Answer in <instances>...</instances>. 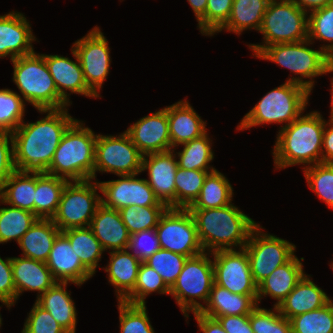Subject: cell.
Wrapping results in <instances>:
<instances>
[{
    "label": "cell",
    "instance_id": "1",
    "mask_svg": "<svg viewBox=\"0 0 333 333\" xmlns=\"http://www.w3.org/2000/svg\"><path fill=\"white\" fill-rule=\"evenodd\" d=\"M44 118L24 121L11 133L16 170L46 172L67 129L77 120L68 109L38 110Z\"/></svg>",
    "mask_w": 333,
    "mask_h": 333
},
{
    "label": "cell",
    "instance_id": "2",
    "mask_svg": "<svg viewBox=\"0 0 333 333\" xmlns=\"http://www.w3.org/2000/svg\"><path fill=\"white\" fill-rule=\"evenodd\" d=\"M325 123L320 112L311 111L281 128L272 152L276 170L297 164L307 168L321 163Z\"/></svg>",
    "mask_w": 333,
    "mask_h": 333
},
{
    "label": "cell",
    "instance_id": "3",
    "mask_svg": "<svg viewBox=\"0 0 333 333\" xmlns=\"http://www.w3.org/2000/svg\"><path fill=\"white\" fill-rule=\"evenodd\" d=\"M188 210L194 218L200 243L209 253L244 248L251 231L258 225L233 203L220 208Z\"/></svg>",
    "mask_w": 333,
    "mask_h": 333
},
{
    "label": "cell",
    "instance_id": "4",
    "mask_svg": "<svg viewBox=\"0 0 333 333\" xmlns=\"http://www.w3.org/2000/svg\"><path fill=\"white\" fill-rule=\"evenodd\" d=\"M97 136L76 120L63 135L45 173L69 182L93 179Z\"/></svg>",
    "mask_w": 333,
    "mask_h": 333
},
{
    "label": "cell",
    "instance_id": "5",
    "mask_svg": "<svg viewBox=\"0 0 333 333\" xmlns=\"http://www.w3.org/2000/svg\"><path fill=\"white\" fill-rule=\"evenodd\" d=\"M310 91L302 85L286 81L269 91L242 118L237 130L272 123L283 124L280 129L299 117L308 105Z\"/></svg>",
    "mask_w": 333,
    "mask_h": 333
},
{
    "label": "cell",
    "instance_id": "6",
    "mask_svg": "<svg viewBox=\"0 0 333 333\" xmlns=\"http://www.w3.org/2000/svg\"><path fill=\"white\" fill-rule=\"evenodd\" d=\"M11 62L14 69L12 80L22 94L24 102L31 103L37 110L69 106L58 94L44 54L33 52Z\"/></svg>",
    "mask_w": 333,
    "mask_h": 333
},
{
    "label": "cell",
    "instance_id": "7",
    "mask_svg": "<svg viewBox=\"0 0 333 333\" xmlns=\"http://www.w3.org/2000/svg\"><path fill=\"white\" fill-rule=\"evenodd\" d=\"M313 44L309 39L295 43H279L266 46L256 57L268 60L287 68L295 74L289 82L304 86L310 92L314 87V77L331 73L330 57L321 49H312L307 46ZM300 75V77H296ZM308 80H303V79Z\"/></svg>",
    "mask_w": 333,
    "mask_h": 333
},
{
    "label": "cell",
    "instance_id": "8",
    "mask_svg": "<svg viewBox=\"0 0 333 333\" xmlns=\"http://www.w3.org/2000/svg\"><path fill=\"white\" fill-rule=\"evenodd\" d=\"M259 32L263 35L262 45H247L253 56H257L266 46L308 39V13L292 0H270Z\"/></svg>",
    "mask_w": 333,
    "mask_h": 333
},
{
    "label": "cell",
    "instance_id": "9",
    "mask_svg": "<svg viewBox=\"0 0 333 333\" xmlns=\"http://www.w3.org/2000/svg\"><path fill=\"white\" fill-rule=\"evenodd\" d=\"M211 253L202 252L188 257L181 273L170 288V293L179 305L185 318L190 312H200L204 307L198 300L207 303L211 288L215 283Z\"/></svg>",
    "mask_w": 333,
    "mask_h": 333
},
{
    "label": "cell",
    "instance_id": "10",
    "mask_svg": "<svg viewBox=\"0 0 333 333\" xmlns=\"http://www.w3.org/2000/svg\"><path fill=\"white\" fill-rule=\"evenodd\" d=\"M98 180L71 181L65 185L53 223L62 232L70 228L88 227L102 204Z\"/></svg>",
    "mask_w": 333,
    "mask_h": 333
},
{
    "label": "cell",
    "instance_id": "11",
    "mask_svg": "<svg viewBox=\"0 0 333 333\" xmlns=\"http://www.w3.org/2000/svg\"><path fill=\"white\" fill-rule=\"evenodd\" d=\"M259 224L251 231L244 248L247 252L252 278L258 286L277 267L287 263L296 246L287 240L262 231Z\"/></svg>",
    "mask_w": 333,
    "mask_h": 333
},
{
    "label": "cell",
    "instance_id": "12",
    "mask_svg": "<svg viewBox=\"0 0 333 333\" xmlns=\"http://www.w3.org/2000/svg\"><path fill=\"white\" fill-rule=\"evenodd\" d=\"M142 157L126 131L118 137L98 134L95 146L94 174L114 173L117 176L141 173Z\"/></svg>",
    "mask_w": 333,
    "mask_h": 333
},
{
    "label": "cell",
    "instance_id": "13",
    "mask_svg": "<svg viewBox=\"0 0 333 333\" xmlns=\"http://www.w3.org/2000/svg\"><path fill=\"white\" fill-rule=\"evenodd\" d=\"M161 249L186 257L204 252L191 212L183 208H167L155 228Z\"/></svg>",
    "mask_w": 333,
    "mask_h": 333
},
{
    "label": "cell",
    "instance_id": "14",
    "mask_svg": "<svg viewBox=\"0 0 333 333\" xmlns=\"http://www.w3.org/2000/svg\"><path fill=\"white\" fill-rule=\"evenodd\" d=\"M108 41L95 26L87 35L73 43L87 86L100 98L99 91L109 74L111 57Z\"/></svg>",
    "mask_w": 333,
    "mask_h": 333
},
{
    "label": "cell",
    "instance_id": "15",
    "mask_svg": "<svg viewBox=\"0 0 333 333\" xmlns=\"http://www.w3.org/2000/svg\"><path fill=\"white\" fill-rule=\"evenodd\" d=\"M215 284L241 295H257L245 248L211 253Z\"/></svg>",
    "mask_w": 333,
    "mask_h": 333
},
{
    "label": "cell",
    "instance_id": "16",
    "mask_svg": "<svg viewBox=\"0 0 333 333\" xmlns=\"http://www.w3.org/2000/svg\"><path fill=\"white\" fill-rule=\"evenodd\" d=\"M138 175H122L121 179L98 182L105 207L120 210L129 205L139 207L166 206L155 196L147 179L136 178Z\"/></svg>",
    "mask_w": 333,
    "mask_h": 333
},
{
    "label": "cell",
    "instance_id": "17",
    "mask_svg": "<svg viewBox=\"0 0 333 333\" xmlns=\"http://www.w3.org/2000/svg\"><path fill=\"white\" fill-rule=\"evenodd\" d=\"M178 169L173 150L142 157L141 173L148 171V184L155 196L168 208H176L175 175Z\"/></svg>",
    "mask_w": 333,
    "mask_h": 333
},
{
    "label": "cell",
    "instance_id": "18",
    "mask_svg": "<svg viewBox=\"0 0 333 333\" xmlns=\"http://www.w3.org/2000/svg\"><path fill=\"white\" fill-rule=\"evenodd\" d=\"M168 106L144 116L130 125L126 132L144 156L171 150L169 135Z\"/></svg>",
    "mask_w": 333,
    "mask_h": 333
},
{
    "label": "cell",
    "instance_id": "19",
    "mask_svg": "<svg viewBox=\"0 0 333 333\" xmlns=\"http://www.w3.org/2000/svg\"><path fill=\"white\" fill-rule=\"evenodd\" d=\"M76 61L59 55L44 54V59L56 85L60 97L70 106L69 96L71 93L86 97L98 98L87 86L81 64L74 49H71ZM70 91V94L67 92Z\"/></svg>",
    "mask_w": 333,
    "mask_h": 333
},
{
    "label": "cell",
    "instance_id": "20",
    "mask_svg": "<svg viewBox=\"0 0 333 333\" xmlns=\"http://www.w3.org/2000/svg\"><path fill=\"white\" fill-rule=\"evenodd\" d=\"M33 41L36 37L22 13L11 11L0 15V58L9 56L12 61L35 52Z\"/></svg>",
    "mask_w": 333,
    "mask_h": 333
},
{
    "label": "cell",
    "instance_id": "21",
    "mask_svg": "<svg viewBox=\"0 0 333 333\" xmlns=\"http://www.w3.org/2000/svg\"><path fill=\"white\" fill-rule=\"evenodd\" d=\"M46 264L57 282H71L80 286L93 276L82 265L69 239L62 232L55 238Z\"/></svg>",
    "mask_w": 333,
    "mask_h": 333
},
{
    "label": "cell",
    "instance_id": "22",
    "mask_svg": "<svg viewBox=\"0 0 333 333\" xmlns=\"http://www.w3.org/2000/svg\"><path fill=\"white\" fill-rule=\"evenodd\" d=\"M168 121L171 150L208 132L206 121L201 119L187 99L168 106Z\"/></svg>",
    "mask_w": 333,
    "mask_h": 333
},
{
    "label": "cell",
    "instance_id": "23",
    "mask_svg": "<svg viewBox=\"0 0 333 333\" xmlns=\"http://www.w3.org/2000/svg\"><path fill=\"white\" fill-rule=\"evenodd\" d=\"M89 227L104 251L128 249L131 234L123 223L119 210L101 204Z\"/></svg>",
    "mask_w": 333,
    "mask_h": 333
},
{
    "label": "cell",
    "instance_id": "24",
    "mask_svg": "<svg viewBox=\"0 0 333 333\" xmlns=\"http://www.w3.org/2000/svg\"><path fill=\"white\" fill-rule=\"evenodd\" d=\"M11 264L16 301L24 291H37L39 297L57 282L45 262L22 256L11 257Z\"/></svg>",
    "mask_w": 333,
    "mask_h": 333
},
{
    "label": "cell",
    "instance_id": "25",
    "mask_svg": "<svg viewBox=\"0 0 333 333\" xmlns=\"http://www.w3.org/2000/svg\"><path fill=\"white\" fill-rule=\"evenodd\" d=\"M302 262L294 255L287 263L277 267L266 279L257 286V303L268 295L277 300L278 307L292 292L297 283L305 275Z\"/></svg>",
    "mask_w": 333,
    "mask_h": 333
},
{
    "label": "cell",
    "instance_id": "26",
    "mask_svg": "<svg viewBox=\"0 0 333 333\" xmlns=\"http://www.w3.org/2000/svg\"><path fill=\"white\" fill-rule=\"evenodd\" d=\"M305 274L292 292L278 306L287 319L325 306L331 298Z\"/></svg>",
    "mask_w": 333,
    "mask_h": 333
},
{
    "label": "cell",
    "instance_id": "27",
    "mask_svg": "<svg viewBox=\"0 0 333 333\" xmlns=\"http://www.w3.org/2000/svg\"><path fill=\"white\" fill-rule=\"evenodd\" d=\"M257 306V295L232 293L214 283L206 307L199 313L217 319L220 316L249 315Z\"/></svg>",
    "mask_w": 333,
    "mask_h": 333
},
{
    "label": "cell",
    "instance_id": "28",
    "mask_svg": "<svg viewBox=\"0 0 333 333\" xmlns=\"http://www.w3.org/2000/svg\"><path fill=\"white\" fill-rule=\"evenodd\" d=\"M109 255L104 269L109 283L115 287L117 300L123 301L134 290L142 262L129 249L110 251Z\"/></svg>",
    "mask_w": 333,
    "mask_h": 333
},
{
    "label": "cell",
    "instance_id": "29",
    "mask_svg": "<svg viewBox=\"0 0 333 333\" xmlns=\"http://www.w3.org/2000/svg\"><path fill=\"white\" fill-rule=\"evenodd\" d=\"M68 282H56L36 299V303L48 311L67 333H76L77 311L67 291Z\"/></svg>",
    "mask_w": 333,
    "mask_h": 333
},
{
    "label": "cell",
    "instance_id": "30",
    "mask_svg": "<svg viewBox=\"0 0 333 333\" xmlns=\"http://www.w3.org/2000/svg\"><path fill=\"white\" fill-rule=\"evenodd\" d=\"M60 232L52 219L38 218L18 242L23 250L21 255L46 263L53 242Z\"/></svg>",
    "mask_w": 333,
    "mask_h": 333
},
{
    "label": "cell",
    "instance_id": "31",
    "mask_svg": "<svg viewBox=\"0 0 333 333\" xmlns=\"http://www.w3.org/2000/svg\"><path fill=\"white\" fill-rule=\"evenodd\" d=\"M36 172L15 170L0 190V204L34 213Z\"/></svg>",
    "mask_w": 333,
    "mask_h": 333
},
{
    "label": "cell",
    "instance_id": "32",
    "mask_svg": "<svg viewBox=\"0 0 333 333\" xmlns=\"http://www.w3.org/2000/svg\"><path fill=\"white\" fill-rule=\"evenodd\" d=\"M270 0H233L228 21L216 32L222 30L240 35L244 30L259 31Z\"/></svg>",
    "mask_w": 333,
    "mask_h": 333
},
{
    "label": "cell",
    "instance_id": "33",
    "mask_svg": "<svg viewBox=\"0 0 333 333\" xmlns=\"http://www.w3.org/2000/svg\"><path fill=\"white\" fill-rule=\"evenodd\" d=\"M68 182L63 178L45 172H36L34 214L38 218L52 219Z\"/></svg>",
    "mask_w": 333,
    "mask_h": 333
},
{
    "label": "cell",
    "instance_id": "34",
    "mask_svg": "<svg viewBox=\"0 0 333 333\" xmlns=\"http://www.w3.org/2000/svg\"><path fill=\"white\" fill-rule=\"evenodd\" d=\"M233 194L229 180L216 169L207 174L198 198L188 209L224 207L232 203Z\"/></svg>",
    "mask_w": 333,
    "mask_h": 333
},
{
    "label": "cell",
    "instance_id": "35",
    "mask_svg": "<svg viewBox=\"0 0 333 333\" xmlns=\"http://www.w3.org/2000/svg\"><path fill=\"white\" fill-rule=\"evenodd\" d=\"M62 233L69 239L73 251L79 256L82 265L94 275L104 249L91 228L89 226L70 228Z\"/></svg>",
    "mask_w": 333,
    "mask_h": 333
},
{
    "label": "cell",
    "instance_id": "36",
    "mask_svg": "<svg viewBox=\"0 0 333 333\" xmlns=\"http://www.w3.org/2000/svg\"><path fill=\"white\" fill-rule=\"evenodd\" d=\"M211 142L212 140L206 132L198 138L181 144L183 146L182 151L175 152V150H173L178 159V167L185 170H216L214 167L209 165V163L214 159Z\"/></svg>",
    "mask_w": 333,
    "mask_h": 333
},
{
    "label": "cell",
    "instance_id": "37",
    "mask_svg": "<svg viewBox=\"0 0 333 333\" xmlns=\"http://www.w3.org/2000/svg\"><path fill=\"white\" fill-rule=\"evenodd\" d=\"M37 219L34 213L24 209L0 207V243L11 240L18 243Z\"/></svg>",
    "mask_w": 333,
    "mask_h": 333
},
{
    "label": "cell",
    "instance_id": "38",
    "mask_svg": "<svg viewBox=\"0 0 333 333\" xmlns=\"http://www.w3.org/2000/svg\"><path fill=\"white\" fill-rule=\"evenodd\" d=\"M292 333H333V300L290 319Z\"/></svg>",
    "mask_w": 333,
    "mask_h": 333
},
{
    "label": "cell",
    "instance_id": "39",
    "mask_svg": "<svg viewBox=\"0 0 333 333\" xmlns=\"http://www.w3.org/2000/svg\"><path fill=\"white\" fill-rule=\"evenodd\" d=\"M153 292L169 294L170 288L153 268L142 262L138 271L134 290L123 300V302L134 305H146V297Z\"/></svg>",
    "mask_w": 333,
    "mask_h": 333
},
{
    "label": "cell",
    "instance_id": "40",
    "mask_svg": "<svg viewBox=\"0 0 333 333\" xmlns=\"http://www.w3.org/2000/svg\"><path fill=\"white\" fill-rule=\"evenodd\" d=\"M212 171L177 169L176 208L188 209L198 198L207 174Z\"/></svg>",
    "mask_w": 333,
    "mask_h": 333
},
{
    "label": "cell",
    "instance_id": "41",
    "mask_svg": "<svg viewBox=\"0 0 333 333\" xmlns=\"http://www.w3.org/2000/svg\"><path fill=\"white\" fill-rule=\"evenodd\" d=\"M308 39L312 43L315 39L328 42L320 48L328 57L333 55V3L309 13Z\"/></svg>",
    "mask_w": 333,
    "mask_h": 333
},
{
    "label": "cell",
    "instance_id": "42",
    "mask_svg": "<svg viewBox=\"0 0 333 333\" xmlns=\"http://www.w3.org/2000/svg\"><path fill=\"white\" fill-rule=\"evenodd\" d=\"M167 206L137 207L129 205L119 210L123 223L130 234L155 229Z\"/></svg>",
    "mask_w": 333,
    "mask_h": 333
},
{
    "label": "cell",
    "instance_id": "43",
    "mask_svg": "<svg viewBox=\"0 0 333 333\" xmlns=\"http://www.w3.org/2000/svg\"><path fill=\"white\" fill-rule=\"evenodd\" d=\"M303 171L309 188L333 209V163H317Z\"/></svg>",
    "mask_w": 333,
    "mask_h": 333
},
{
    "label": "cell",
    "instance_id": "44",
    "mask_svg": "<svg viewBox=\"0 0 333 333\" xmlns=\"http://www.w3.org/2000/svg\"><path fill=\"white\" fill-rule=\"evenodd\" d=\"M25 103L21 94L0 89V131L14 132L24 121Z\"/></svg>",
    "mask_w": 333,
    "mask_h": 333
},
{
    "label": "cell",
    "instance_id": "45",
    "mask_svg": "<svg viewBox=\"0 0 333 333\" xmlns=\"http://www.w3.org/2000/svg\"><path fill=\"white\" fill-rule=\"evenodd\" d=\"M188 257L165 249H159L147 260L146 265L153 268L171 288L181 273Z\"/></svg>",
    "mask_w": 333,
    "mask_h": 333
},
{
    "label": "cell",
    "instance_id": "46",
    "mask_svg": "<svg viewBox=\"0 0 333 333\" xmlns=\"http://www.w3.org/2000/svg\"><path fill=\"white\" fill-rule=\"evenodd\" d=\"M249 322L254 333H292L290 320L276 306L268 310L258 305L249 314Z\"/></svg>",
    "mask_w": 333,
    "mask_h": 333
},
{
    "label": "cell",
    "instance_id": "47",
    "mask_svg": "<svg viewBox=\"0 0 333 333\" xmlns=\"http://www.w3.org/2000/svg\"><path fill=\"white\" fill-rule=\"evenodd\" d=\"M146 305L118 301L120 333H155Z\"/></svg>",
    "mask_w": 333,
    "mask_h": 333
},
{
    "label": "cell",
    "instance_id": "48",
    "mask_svg": "<svg viewBox=\"0 0 333 333\" xmlns=\"http://www.w3.org/2000/svg\"><path fill=\"white\" fill-rule=\"evenodd\" d=\"M233 0H207L205 14L197 21L205 36H213L229 19Z\"/></svg>",
    "mask_w": 333,
    "mask_h": 333
},
{
    "label": "cell",
    "instance_id": "49",
    "mask_svg": "<svg viewBox=\"0 0 333 333\" xmlns=\"http://www.w3.org/2000/svg\"><path fill=\"white\" fill-rule=\"evenodd\" d=\"M21 333H67L51 314L36 302L24 322Z\"/></svg>",
    "mask_w": 333,
    "mask_h": 333
},
{
    "label": "cell",
    "instance_id": "50",
    "mask_svg": "<svg viewBox=\"0 0 333 333\" xmlns=\"http://www.w3.org/2000/svg\"><path fill=\"white\" fill-rule=\"evenodd\" d=\"M128 249L141 262L147 260L160 249L155 229H147L131 234Z\"/></svg>",
    "mask_w": 333,
    "mask_h": 333
},
{
    "label": "cell",
    "instance_id": "51",
    "mask_svg": "<svg viewBox=\"0 0 333 333\" xmlns=\"http://www.w3.org/2000/svg\"><path fill=\"white\" fill-rule=\"evenodd\" d=\"M15 170L12 135L0 131V190Z\"/></svg>",
    "mask_w": 333,
    "mask_h": 333
},
{
    "label": "cell",
    "instance_id": "52",
    "mask_svg": "<svg viewBox=\"0 0 333 333\" xmlns=\"http://www.w3.org/2000/svg\"><path fill=\"white\" fill-rule=\"evenodd\" d=\"M0 302L8 309L16 303V288L13 282L11 257H0Z\"/></svg>",
    "mask_w": 333,
    "mask_h": 333
},
{
    "label": "cell",
    "instance_id": "53",
    "mask_svg": "<svg viewBox=\"0 0 333 333\" xmlns=\"http://www.w3.org/2000/svg\"><path fill=\"white\" fill-rule=\"evenodd\" d=\"M217 320L227 333H254L249 322V315L220 316Z\"/></svg>",
    "mask_w": 333,
    "mask_h": 333
},
{
    "label": "cell",
    "instance_id": "54",
    "mask_svg": "<svg viewBox=\"0 0 333 333\" xmlns=\"http://www.w3.org/2000/svg\"><path fill=\"white\" fill-rule=\"evenodd\" d=\"M322 162L333 163V120L330 119L323 131Z\"/></svg>",
    "mask_w": 333,
    "mask_h": 333
},
{
    "label": "cell",
    "instance_id": "55",
    "mask_svg": "<svg viewBox=\"0 0 333 333\" xmlns=\"http://www.w3.org/2000/svg\"><path fill=\"white\" fill-rule=\"evenodd\" d=\"M198 323L199 330L203 333H227L217 319L202 315L199 312L193 313Z\"/></svg>",
    "mask_w": 333,
    "mask_h": 333
},
{
    "label": "cell",
    "instance_id": "56",
    "mask_svg": "<svg viewBox=\"0 0 333 333\" xmlns=\"http://www.w3.org/2000/svg\"><path fill=\"white\" fill-rule=\"evenodd\" d=\"M300 9L308 14L333 3V0H292Z\"/></svg>",
    "mask_w": 333,
    "mask_h": 333
},
{
    "label": "cell",
    "instance_id": "57",
    "mask_svg": "<svg viewBox=\"0 0 333 333\" xmlns=\"http://www.w3.org/2000/svg\"><path fill=\"white\" fill-rule=\"evenodd\" d=\"M195 14L197 21L205 14L207 0H187Z\"/></svg>",
    "mask_w": 333,
    "mask_h": 333
},
{
    "label": "cell",
    "instance_id": "58",
    "mask_svg": "<svg viewBox=\"0 0 333 333\" xmlns=\"http://www.w3.org/2000/svg\"><path fill=\"white\" fill-rule=\"evenodd\" d=\"M330 120H333V77L331 80V111H330Z\"/></svg>",
    "mask_w": 333,
    "mask_h": 333
},
{
    "label": "cell",
    "instance_id": "59",
    "mask_svg": "<svg viewBox=\"0 0 333 333\" xmlns=\"http://www.w3.org/2000/svg\"><path fill=\"white\" fill-rule=\"evenodd\" d=\"M330 70L333 73V55L330 57Z\"/></svg>",
    "mask_w": 333,
    "mask_h": 333
},
{
    "label": "cell",
    "instance_id": "60",
    "mask_svg": "<svg viewBox=\"0 0 333 333\" xmlns=\"http://www.w3.org/2000/svg\"><path fill=\"white\" fill-rule=\"evenodd\" d=\"M1 308V306H0ZM1 325H2V318H1V314H0V328H1Z\"/></svg>",
    "mask_w": 333,
    "mask_h": 333
},
{
    "label": "cell",
    "instance_id": "61",
    "mask_svg": "<svg viewBox=\"0 0 333 333\" xmlns=\"http://www.w3.org/2000/svg\"><path fill=\"white\" fill-rule=\"evenodd\" d=\"M330 264H331V265H330L331 269H333V262H331Z\"/></svg>",
    "mask_w": 333,
    "mask_h": 333
}]
</instances>
